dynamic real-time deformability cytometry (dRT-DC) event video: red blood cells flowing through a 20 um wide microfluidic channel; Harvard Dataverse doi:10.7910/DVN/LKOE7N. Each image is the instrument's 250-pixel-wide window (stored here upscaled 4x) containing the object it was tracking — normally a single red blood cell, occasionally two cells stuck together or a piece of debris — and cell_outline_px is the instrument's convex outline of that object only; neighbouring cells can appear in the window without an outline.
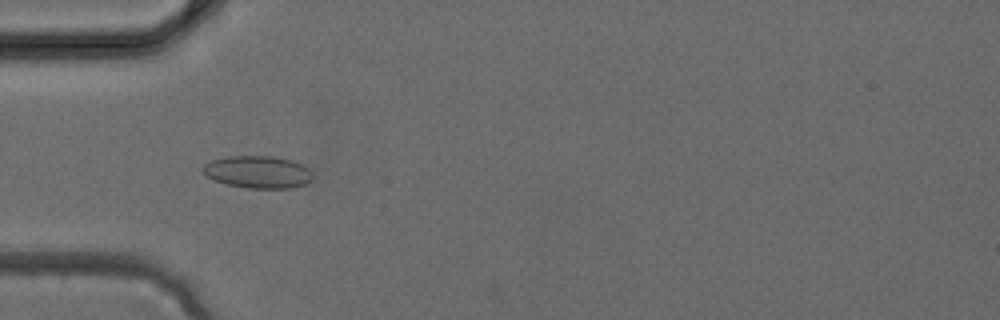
{"species": "common noctule bat (a hibernating species)", "species_latin": "Nyctalus noctula", "temperature_condition": "cold", "stored_images_in_passage": 4, "camera_frame_rate_fps": 3000, "um_per_image_px": 0.085, "animal": {"sex": "female", "body_mass_g": 24.6, "forearm_length_mm": 56.2}, "frame": {"image": 1, "passage_image": 3, "time_ms": 0.667, "image_size_px": [1000, 320], "cell_outline_px": [[312, 180], [304, 184], [292, 188], [248, 188], [224, 184], [212, 180], [204, 172], [204, 164], [212, 160], [228, 156], [276, 156], [292, 160], [304, 164], [312, 172]], "centroid_in_image_um": [21.95, 14.62], "position_along_channel_um": 63.1, "area_um2": 20.87}}
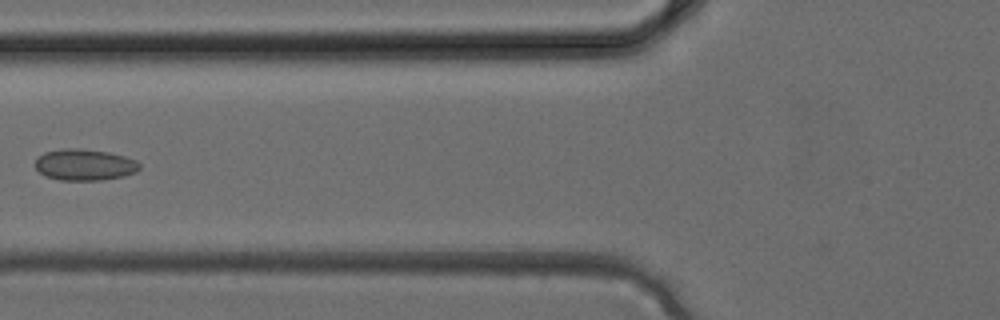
{"frame": {"image": 2, "passage_image": 4, "time_ms": 1.0, "image_size_px": [1000, 320], "cell_outline_px": [[140, 168], [136, 172], [124, 176], [100, 180], [60, 180], [44, 176], [32, 164], [36, 156], [44, 152], [64, 148], [80, 148], [108, 152], [124, 156], [136, 160], [140, 164]], "centroid_in_image_um": [7.14, 14.0], "position_along_channel_um": 118.7, "area_um2": 19.36}}